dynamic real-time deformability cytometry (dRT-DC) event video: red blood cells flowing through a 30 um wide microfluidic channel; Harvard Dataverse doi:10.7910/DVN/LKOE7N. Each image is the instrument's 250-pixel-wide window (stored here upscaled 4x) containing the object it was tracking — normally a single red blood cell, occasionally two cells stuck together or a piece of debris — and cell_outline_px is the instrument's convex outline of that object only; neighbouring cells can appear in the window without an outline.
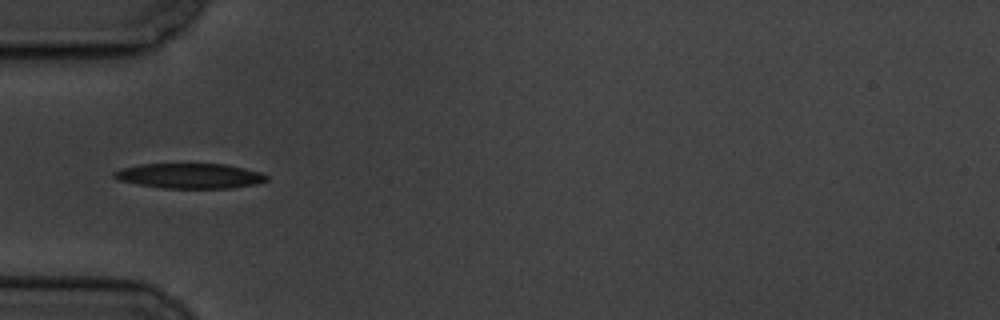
{"species": "common noctule bat (a hibernating species)", "species_latin": "Nyctalus noctula", "temperature_condition": "cold", "stored_images_in_passage": 9, "camera_frame_rate_fps": 3000, "um_per_image_px": 0.085, "animal": {"sex": "male", "body_mass_g": 19.5, "forearm_length_mm": 54.6}, "frame": {"image": 1, "passage_image": 6, "time_ms": 6.0, "image_size_px": [1000, 320], "cell_outline_px": [[268, 180], [256, 184], [232, 188], [164, 188], [136, 184], [116, 180], [112, 176], [112, 172], [124, 168], [140, 164], [224, 164], [244, 168], [260, 172], [268, 176]], "centroid_in_image_um": [16.11, 14.95], "position_along_channel_um": 68.9, "area_um2": 22.31}}
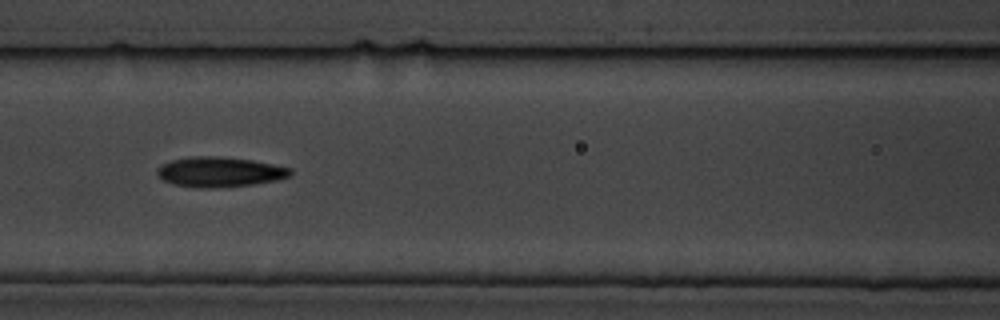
{"frame": {"image": 2, "passage_image": 8, "time_ms": 8.333, "image_size_px": [1000, 320], "cell_outline_px": [[292, 176], [276, 180], [252, 184], [224, 188], [196, 188], [172, 184], [164, 180], [156, 172], [156, 168], [160, 164], [172, 160], [192, 156], [220, 156], [252, 160], [292, 168]], "centroid_in_image_um": [18.66, 14.62], "position_along_channel_um": 147.9, "area_um2": 23.58}}
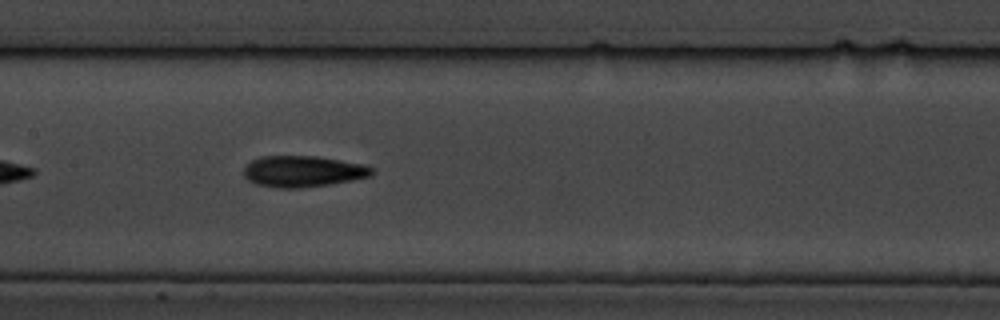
{"frame": {"image": 3, "passage_image": 9, "time_ms": 9.333, "image_size_px": [1000, 320], "cell_outline_px": [[376, 172], [372, 176], [352, 180], [328, 184], [300, 188], [276, 188], [256, 184], [248, 180], [244, 176], [244, 168], [252, 160], [260, 156], [316, 156], [364, 164], [372, 168]], "centroid_in_image_um": [25.76, 14.57], "position_along_channel_um": 181.6, "area_um2": 23.35}}